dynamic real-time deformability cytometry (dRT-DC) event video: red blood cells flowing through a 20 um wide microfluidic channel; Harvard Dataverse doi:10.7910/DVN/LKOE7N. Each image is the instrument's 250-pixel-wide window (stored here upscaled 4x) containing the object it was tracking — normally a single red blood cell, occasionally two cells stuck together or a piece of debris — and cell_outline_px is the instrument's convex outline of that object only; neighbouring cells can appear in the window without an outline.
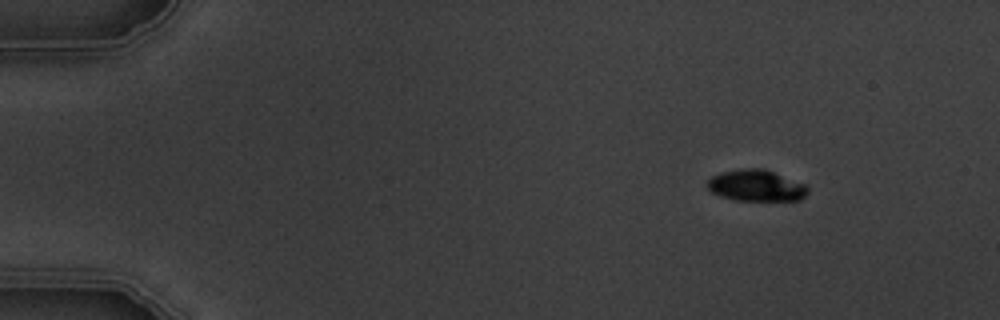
{"species": "common noctule bat (a hibernating species)", "species_latin": "Nyctalus noctula", "temperature_condition": "warm", "stored_images_in_passage": 6, "camera_frame_rate_fps": 3000, "um_per_image_px": 0.085, "animal": {"sex": "male", "body_mass_g": 19.5, "forearm_length_mm": 54.6}, "frame": {"image": 1, "passage_image": 2, "time_ms": 1.0, "image_size_px": [1000, 320], "cell_outline_px": [[808, 192], [800, 200], [736, 200], [720, 196], [712, 192], [704, 184], [712, 176], [720, 172], [740, 168], [764, 168], [804, 184], [808, 188]], "centroid_in_image_um": [64.23, 15.76], "position_along_channel_um": 20.8, "area_um2": 18.38}}
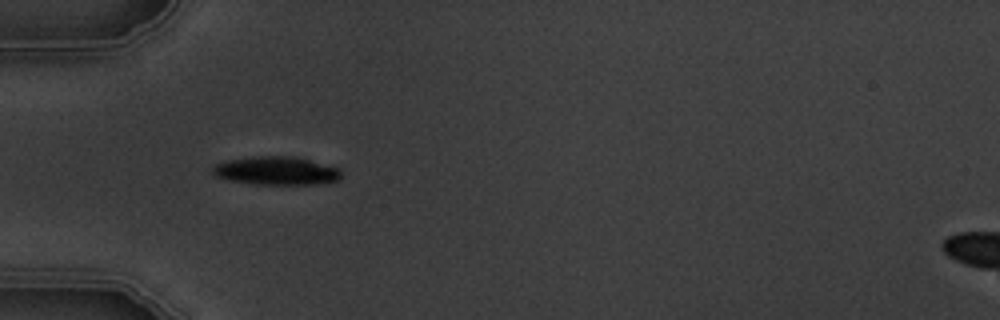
{"frame": {"image": 2, "passage_image": 5, "time_ms": 4.667, "image_size_px": [1000, 320], "cell_outline_px": [[340, 176], [336, 180], [316, 184], [252, 184], [228, 180], [216, 176], [212, 172], [212, 164], [228, 160], [252, 156], [292, 156], [340, 168]], "centroid_in_image_um": [23.41, 14.51], "position_along_channel_um": 61.6, "area_um2": 21.15}}